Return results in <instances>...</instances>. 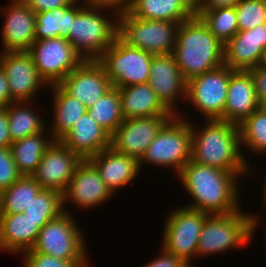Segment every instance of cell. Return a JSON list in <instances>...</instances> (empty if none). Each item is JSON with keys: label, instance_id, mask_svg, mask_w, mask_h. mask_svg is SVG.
<instances>
[{"label": "cell", "instance_id": "9a60e30c", "mask_svg": "<svg viewBox=\"0 0 266 267\" xmlns=\"http://www.w3.org/2000/svg\"><path fill=\"white\" fill-rule=\"evenodd\" d=\"M0 66L7 76L11 103L34 101L42 87H49L27 51L0 52Z\"/></svg>", "mask_w": 266, "mask_h": 267}, {"label": "cell", "instance_id": "c3c4849f", "mask_svg": "<svg viewBox=\"0 0 266 267\" xmlns=\"http://www.w3.org/2000/svg\"><path fill=\"white\" fill-rule=\"evenodd\" d=\"M3 216V205H2V192L0 191V221Z\"/></svg>", "mask_w": 266, "mask_h": 267}, {"label": "cell", "instance_id": "d6a6232c", "mask_svg": "<svg viewBox=\"0 0 266 267\" xmlns=\"http://www.w3.org/2000/svg\"><path fill=\"white\" fill-rule=\"evenodd\" d=\"M196 15L224 45L239 31L235 7L196 9Z\"/></svg>", "mask_w": 266, "mask_h": 267}, {"label": "cell", "instance_id": "2e32d148", "mask_svg": "<svg viewBox=\"0 0 266 267\" xmlns=\"http://www.w3.org/2000/svg\"><path fill=\"white\" fill-rule=\"evenodd\" d=\"M83 159L60 141H53L31 177L42 189L63 193Z\"/></svg>", "mask_w": 266, "mask_h": 267}, {"label": "cell", "instance_id": "ab89813d", "mask_svg": "<svg viewBox=\"0 0 266 267\" xmlns=\"http://www.w3.org/2000/svg\"><path fill=\"white\" fill-rule=\"evenodd\" d=\"M249 71L254 79L256 95L260 106L266 108V69L257 66Z\"/></svg>", "mask_w": 266, "mask_h": 267}, {"label": "cell", "instance_id": "ba28073f", "mask_svg": "<svg viewBox=\"0 0 266 267\" xmlns=\"http://www.w3.org/2000/svg\"><path fill=\"white\" fill-rule=\"evenodd\" d=\"M179 24L165 20H145L127 10L118 15V37L129 47L154 55H171Z\"/></svg>", "mask_w": 266, "mask_h": 267}, {"label": "cell", "instance_id": "4316f807", "mask_svg": "<svg viewBox=\"0 0 266 267\" xmlns=\"http://www.w3.org/2000/svg\"><path fill=\"white\" fill-rule=\"evenodd\" d=\"M53 117L48 130L54 141H59L87 112V107L78 99L69 96L58 84L50 85ZM52 127V128H50Z\"/></svg>", "mask_w": 266, "mask_h": 267}, {"label": "cell", "instance_id": "f1b7e54d", "mask_svg": "<svg viewBox=\"0 0 266 267\" xmlns=\"http://www.w3.org/2000/svg\"><path fill=\"white\" fill-rule=\"evenodd\" d=\"M45 134V131H43L26 136L11 144L10 150L13 160L22 176H31L42 160L45 150L54 141L50 133Z\"/></svg>", "mask_w": 266, "mask_h": 267}, {"label": "cell", "instance_id": "7bdbcfd3", "mask_svg": "<svg viewBox=\"0 0 266 267\" xmlns=\"http://www.w3.org/2000/svg\"><path fill=\"white\" fill-rule=\"evenodd\" d=\"M89 6H105L123 12L127 10L131 0H81Z\"/></svg>", "mask_w": 266, "mask_h": 267}, {"label": "cell", "instance_id": "f6af8a7d", "mask_svg": "<svg viewBox=\"0 0 266 267\" xmlns=\"http://www.w3.org/2000/svg\"><path fill=\"white\" fill-rule=\"evenodd\" d=\"M11 103V93L9 90L6 73L0 66V107H7Z\"/></svg>", "mask_w": 266, "mask_h": 267}, {"label": "cell", "instance_id": "1f68e13d", "mask_svg": "<svg viewBox=\"0 0 266 267\" xmlns=\"http://www.w3.org/2000/svg\"><path fill=\"white\" fill-rule=\"evenodd\" d=\"M41 190L31 176H21L2 191L3 214L23 213Z\"/></svg>", "mask_w": 266, "mask_h": 267}, {"label": "cell", "instance_id": "52a82bcc", "mask_svg": "<svg viewBox=\"0 0 266 267\" xmlns=\"http://www.w3.org/2000/svg\"><path fill=\"white\" fill-rule=\"evenodd\" d=\"M76 220L71 212H63L40 229L34 246L26 252L48 254L71 262H88L85 234Z\"/></svg>", "mask_w": 266, "mask_h": 267}, {"label": "cell", "instance_id": "30bf717a", "mask_svg": "<svg viewBox=\"0 0 266 267\" xmlns=\"http://www.w3.org/2000/svg\"><path fill=\"white\" fill-rule=\"evenodd\" d=\"M209 215L185 206L173 208L165 220L161 247L191 266L193 258L196 259L203 224Z\"/></svg>", "mask_w": 266, "mask_h": 267}, {"label": "cell", "instance_id": "ffe728a7", "mask_svg": "<svg viewBox=\"0 0 266 267\" xmlns=\"http://www.w3.org/2000/svg\"><path fill=\"white\" fill-rule=\"evenodd\" d=\"M266 49V23L238 31L224 45V65L232 70L249 71L257 67Z\"/></svg>", "mask_w": 266, "mask_h": 267}, {"label": "cell", "instance_id": "3957f363", "mask_svg": "<svg viewBox=\"0 0 266 267\" xmlns=\"http://www.w3.org/2000/svg\"><path fill=\"white\" fill-rule=\"evenodd\" d=\"M172 55L188 82L224 65V44L195 15L179 24Z\"/></svg>", "mask_w": 266, "mask_h": 267}, {"label": "cell", "instance_id": "8d00e7d4", "mask_svg": "<svg viewBox=\"0 0 266 267\" xmlns=\"http://www.w3.org/2000/svg\"><path fill=\"white\" fill-rule=\"evenodd\" d=\"M23 267H88L87 262H71L62 260L48 254L38 252H25Z\"/></svg>", "mask_w": 266, "mask_h": 267}, {"label": "cell", "instance_id": "6da1fadb", "mask_svg": "<svg viewBox=\"0 0 266 267\" xmlns=\"http://www.w3.org/2000/svg\"><path fill=\"white\" fill-rule=\"evenodd\" d=\"M246 175H235L219 168L188 161L177 178L193 198V203L183 205L210 215L231 214L239 211V179ZM239 200V201H238Z\"/></svg>", "mask_w": 266, "mask_h": 267}, {"label": "cell", "instance_id": "ac0fdd59", "mask_svg": "<svg viewBox=\"0 0 266 267\" xmlns=\"http://www.w3.org/2000/svg\"><path fill=\"white\" fill-rule=\"evenodd\" d=\"M0 10L2 16L5 14L0 34L2 52L28 51L36 41V13L22 0H10Z\"/></svg>", "mask_w": 266, "mask_h": 267}, {"label": "cell", "instance_id": "8fae6325", "mask_svg": "<svg viewBox=\"0 0 266 267\" xmlns=\"http://www.w3.org/2000/svg\"><path fill=\"white\" fill-rule=\"evenodd\" d=\"M231 69L221 66L187 82L186 101L204 120L225 121V104Z\"/></svg>", "mask_w": 266, "mask_h": 267}, {"label": "cell", "instance_id": "cb8c5ba5", "mask_svg": "<svg viewBox=\"0 0 266 267\" xmlns=\"http://www.w3.org/2000/svg\"><path fill=\"white\" fill-rule=\"evenodd\" d=\"M46 223L33 222L23 213L3 214L0 221V251L22 255L31 250Z\"/></svg>", "mask_w": 266, "mask_h": 267}, {"label": "cell", "instance_id": "484cf974", "mask_svg": "<svg viewBox=\"0 0 266 267\" xmlns=\"http://www.w3.org/2000/svg\"><path fill=\"white\" fill-rule=\"evenodd\" d=\"M118 91L124 120L150 116H174L148 83L118 88Z\"/></svg>", "mask_w": 266, "mask_h": 267}, {"label": "cell", "instance_id": "4fadbf2b", "mask_svg": "<svg viewBox=\"0 0 266 267\" xmlns=\"http://www.w3.org/2000/svg\"><path fill=\"white\" fill-rule=\"evenodd\" d=\"M172 117L150 116L125 119L110 135V147L118 153L140 161L148 146Z\"/></svg>", "mask_w": 266, "mask_h": 267}, {"label": "cell", "instance_id": "4dcf8cb0", "mask_svg": "<svg viewBox=\"0 0 266 267\" xmlns=\"http://www.w3.org/2000/svg\"><path fill=\"white\" fill-rule=\"evenodd\" d=\"M87 113L111 135L124 121L118 88L112 87L95 104L87 109Z\"/></svg>", "mask_w": 266, "mask_h": 267}, {"label": "cell", "instance_id": "60d3db41", "mask_svg": "<svg viewBox=\"0 0 266 267\" xmlns=\"http://www.w3.org/2000/svg\"><path fill=\"white\" fill-rule=\"evenodd\" d=\"M35 13L54 10L69 5L73 0H22Z\"/></svg>", "mask_w": 266, "mask_h": 267}, {"label": "cell", "instance_id": "e575fe53", "mask_svg": "<svg viewBox=\"0 0 266 267\" xmlns=\"http://www.w3.org/2000/svg\"><path fill=\"white\" fill-rule=\"evenodd\" d=\"M63 212L62 193L42 189L24 210L23 215L33 222H49Z\"/></svg>", "mask_w": 266, "mask_h": 267}, {"label": "cell", "instance_id": "836d02e7", "mask_svg": "<svg viewBox=\"0 0 266 267\" xmlns=\"http://www.w3.org/2000/svg\"><path fill=\"white\" fill-rule=\"evenodd\" d=\"M241 146L252 154L266 155V108L259 107L240 125Z\"/></svg>", "mask_w": 266, "mask_h": 267}, {"label": "cell", "instance_id": "7c38bea8", "mask_svg": "<svg viewBox=\"0 0 266 267\" xmlns=\"http://www.w3.org/2000/svg\"><path fill=\"white\" fill-rule=\"evenodd\" d=\"M27 52L48 86L59 84L84 61L67 38L62 37L36 40Z\"/></svg>", "mask_w": 266, "mask_h": 267}, {"label": "cell", "instance_id": "9c48e42d", "mask_svg": "<svg viewBox=\"0 0 266 267\" xmlns=\"http://www.w3.org/2000/svg\"><path fill=\"white\" fill-rule=\"evenodd\" d=\"M153 56L145 50L129 47L117 37L98 61L105 68L112 87L122 88L148 83Z\"/></svg>", "mask_w": 266, "mask_h": 267}, {"label": "cell", "instance_id": "e0dca14e", "mask_svg": "<svg viewBox=\"0 0 266 267\" xmlns=\"http://www.w3.org/2000/svg\"><path fill=\"white\" fill-rule=\"evenodd\" d=\"M58 85L87 108L112 88L105 68L98 60H84Z\"/></svg>", "mask_w": 266, "mask_h": 267}, {"label": "cell", "instance_id": "f546056e", "mask_svg": "<svg viewBox=\"0 0 266 267\" xmlns=\"http://www.w3.org/2000/svg\"><path fill=\"white\" fill-rule=\"evenodd\" d=\"M34 102L36 101L12 102L6 107L12 142L43 131L48 133L46 120L35 112L36 103Z\"/></svg>", "mask_w": 266, "mask_h": 267}, {"label": "cell", "instance_id": "5bb4252c", "mask_svg": "<svg viewBox=\"0 0 266 267\" xmlns=\"http://www.w3.org/2000/svg\"><path fill=\"white\" fill-rule=\"evenodd\" d=\"M112 191L101 179L99 171L89 159H83L77 166L66 190L62 193L64 212L68 213L66 204L88 210L97 207L113 197Z\"/></svg>", "mask_w": 266, "mask_h": 267}, {"label": "cell", "instance_id": "7a4b0ae2", "mask_svg": "<svg viewBox=\"0 0 266 267\" xmlns=\"http://www.w3.org/2000/svg\"><path fill=\"white\" fill-rule=\"evenodd\" d=\"M202 128L191 121V160L202 165L248 175L253 167L241 151L239 126L221 119L205 120Z\"/></svg>", "mask_w": 266, "mask_h": 267}, {"label": "cell", "instance_id": "b9f144b4", "mask_svg": "<svg viewBox=\"0 0 266 267\" xmlns=\"http://www.w3.org/2000/svg\"><path fill=\"white\" fill-rule=\"evenodd\" d=\"M9 132V118L6 107H0V148H10L12 144Z\"/></svg>", "mask_w": 266, "mask_h": 267}, {"label": "cell", "instance_id": "83f0119b", "mask_svg": "<svg viewBox=\"0 0 266 267\" xmlns=\"http://www.w3.org/2000/svg\"><path fill=\"white\" fill-rule=\"evenodd\" d=\"M86 4L73 0L69 5L36 13L35 40L68 38L71 21Z\"/></svg>", "mask_w": 266, "mask_h": 267}, {"label": "cell", "instance_id": "d6986e66", "mask_svg": "<svg viewBox=\"0 0 266 267\" xmlns=\"http://www.w3.org/2000/svg\"><path fill=\"white\" fill-rule=\"evenodd\" d=\"M148 84L160 101L174 115H178L176 107L179 106L178 101L186 100L187 82L172 54L153 56Z\"/></svg>", "mask_w": 266, "mask_h": 267}, {"label": "cell", "instance_id": "277c9868", "mask_svg": "<svg viewBox=\"0 0 266 267\" xmlns=\"http://www.w3.org/2000/svg\"><path fill=\"white\" fill-rule=\"evenodd\" d=\"M118 15L119 12L110 7L89 5L77 13L71 21L67 40L83 60H99L113 44L118 37Z\"/></svg>", "mask_w": 266, "mask_h": 267}, {"label": "cell", "instance_id": "f35d334b", "mask_svg": "<svg viewBox=\"0 0 266 267\" xmlns=\"http://www.w3.org/2000/svg\"><path fill=\"white\" fill-rule=\"evenodd\" d=\"M159 257L147 262L143 267H192L183 259L167 252L164 248L161 249Z\"/></svg>", "mask_w": 266, "mask_h": 267}, {"label": "cell", "instance_id": "7402d4cb", "mask_svg": "<svg viewBox=\"0 0 266 267\" xmlns=\"http://www.w3.org/2000/svg\"><path fill=\"white\" fill-rule=\"evenodd\" d=\"M89 160L95 165L101 179L114 195L119 188L132 184L141 170L136 158L118 153L111 147L91 156Z\"/></svg>", "mask_w": 266, "mask_h": 267}, {"label": "cell", "instance_id": "7dc6e473", "mask_svg": "<svg viewBox=\"0 0 266 267\" xmlns=\"http://www.w3.org/2000/svg\"><path fill=\"white\" fill-rule=\"evenodd\" d=\"M264 181H265V182H264V185H263V186H264V187H263V189H264V190H263L264 193H262V194H263V196H264V197H263V198H264V199H263V202H264L263 205L265 204L264 206H265V208H266V176H265V180H264Z\"/></svg>", "mask_w": 266, "mask_h": 267}, {"label": "cell", "instance_id": "44dd1931", "mask_svg": "<svg viewBox=\"0 0 266 267\" xmlns=\"http://www.w3.org/2000/svg\"><path fill=\"white\" fill-rule=\"evenodd\" d=\"M259 107L251 72L231 69L225 104V121L239 126Z\"/></svg>", "mask_w": 266, "mask_h": 267}, {"label": "cell", "instance_id": "ee69618b", "mask_svg": "<svg viewBox=\"0 0 266 267\" xmlns=\"http://www.w3.org/2000/svg\"><path fill=\"white\" fill-rule=\"evenodd\" d=\"M240 0H196V9L230 8Z\"/></svg>", "mask_w": 266, "mask_h": 267}, {"label": "cell", "instance_id": "d4e9b609", "mask_svg": "<svg viewBox=\"0 0 266 267\" xmlns=\"http://www.w3.org/2000/svg\"><path fill=\"white\" fill-rule=\"evenodd\" d=\"M127 11L140 19L180 24L196 15V0H131Z\"/></svg>", "mask_w": 266, "mask_h": 267}, {"label": "cell", "instance_id": "5b68a950", "mask_svg": "<svg viewBox=\"0 0 266 267\" xmlns=\"http://www.w3.org/2000/svg\"><path fill=\"white\" fill-rule=\"evenodd\" d=\"M260 218L261 215L241 209L231 214L209 215L199 236L196 258L244 248L250 244L253 233L261 224Z\"/></svg>", "mask_w": 266, "mask_h": 267}, {"label": "cell", "instance_id": "d590c367", "mask_svg": "<svg viewBox=\"0 0 266 267\" xmlns=\"http://www.w3.org/2000/svg\"><path fill=\"white\" fill-rule=\"evenodd\" d=\"M235 9L239 31L266 23V0H240Z\"/></svg>", "mask_w": 266, "mask_h": 267}, {"label": "cell", "instance_id": "603a6c76", "mask_svg": "<svg viewBox=\"0 0 266 267\" xmlns=\"http://www.w3.org/2000/svg\"><path fill=\"white\" fill-rule=\"evenodd\" d=\"M59 141L82 159H89L110 147V134L86 112Z\"/></svg>", "mask_w": 266, "mask_h": 267}, {"label": "cell", "instance_id": "8992f818", "mask_svg": "<svg viewBox=\"0 0 266 267\" xmlns=\"http://www.w3.org/2000/svg\"><path fill=\"white\" fill-rule=\"evenodd\" d=\"M183 115L185 114L179 112L162 127L139 161L140 168L145 163L171 168L176 177L191 160V122Z\"/></svg>", "mask_w": 266, "mask_h": 267}, {"label": "cell", "instance_id": "74e56055", "mask_svg": "<svg viewBox=\"0 0 266 267\" xmlns=\"http://www.w3.org/2000/svg\"><path fill=\"white\" fill-rule=\"evenodd\" d=\"M22 174L18 171L10 148H0V191L6 190Z\"/></svg>", "mask_w": 266, "mask_h": 267}, {"label": "cell", "instance_id": "bcb514c9", "mask_svg": "<svg viewBox=\"0 0 266 267\" xmlns=\"http://www.w3.org/2000/svg\"><path fill=\"white\" fill-rule=\"evenodd\" d=\"M258 67H260L262 69H266V49L264 50V52L262 54V58L260 60Z\"/></svg>", "mask_w": 266, "mask_h": 267}]
</instances>
